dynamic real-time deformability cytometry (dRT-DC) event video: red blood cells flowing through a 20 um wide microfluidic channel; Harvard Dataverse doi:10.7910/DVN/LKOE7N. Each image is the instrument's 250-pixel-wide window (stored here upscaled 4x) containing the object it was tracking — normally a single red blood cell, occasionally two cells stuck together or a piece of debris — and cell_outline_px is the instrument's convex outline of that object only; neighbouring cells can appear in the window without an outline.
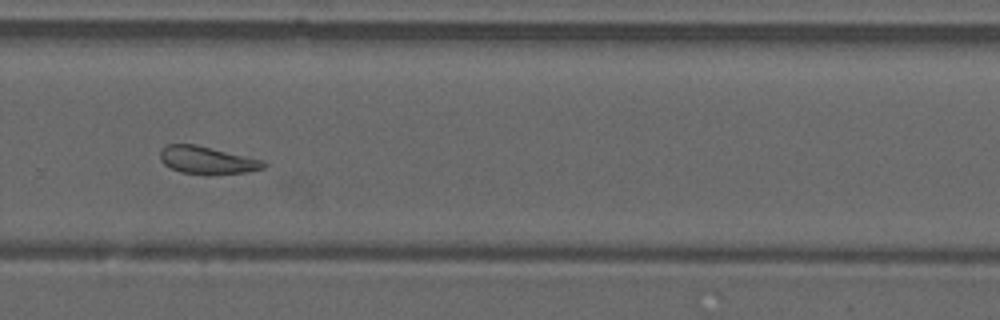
{"species": "common noctule bat (a hibernating species)", "species_latin": "Nyctalus noctula", "temperature_condition": "warm", "stored_images_in_passage": 34, "camera_frame_rate_fps": 3000, "um_per_image_px": 0.085, "animal": {"sex": "male", "forearm_length_mm": 52.5}, "frame": {"image": 1, "passage_image": 20, "time_ms": 6.333, "image_size_px": [1000, 320], "cell_outline_px": [[268, 164], [264, 168], [248, 172], [208, 176], [180, 172], [164, 164], [160, 160], [160, 152], [168, 144], [196, 144], [264, 160]], "centroid_in_image_um": [17.65, 13.64], "position_along_channel_um": 312.2, "area_um2": 16.99}, "authors_computed_cell_mechanics": {"area_um2": 17.5712, "velocity_mm_per_s": 4.1962, "shape_relaxation_time_tau1_ms": null, "shape_relaxation_time_tau2_ms": 4.9657, "deformation_change_tau1": null, "deformation_change_tau2": 0.1514}}